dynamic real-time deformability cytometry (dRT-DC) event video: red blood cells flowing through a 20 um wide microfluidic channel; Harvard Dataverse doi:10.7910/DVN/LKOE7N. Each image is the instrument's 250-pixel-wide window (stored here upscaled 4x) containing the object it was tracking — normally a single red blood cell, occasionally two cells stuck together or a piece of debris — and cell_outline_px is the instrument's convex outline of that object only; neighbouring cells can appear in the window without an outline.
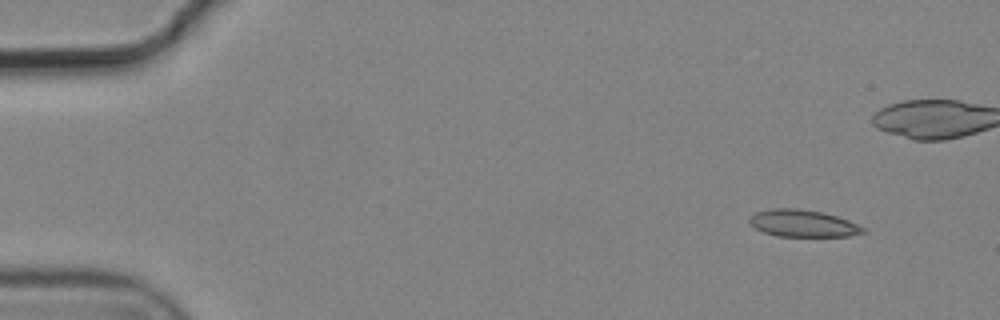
{"species": "common noctule bat (a hibernating species)", "species_latin": "Nyctalus noctula", "temperature_condition": "cold", "stored_images_in_passage": 6, "camera_frame_rate_fps": 3000, "um_per_image_px": 0.085, "animal": {"sex": "male", "body_mass_g": 19.2, "forearm_length_mm": 51.8}, "frame": {"image": 1, "passage_image": 1, "time_ms": 0.0, "image_size_px": [1000, 320], "cell_outline_px": [[864, 232], [848, 236], [776, 236], [764, 232], [756, 228], [748, 220], [756, 212], [772, 208], [796, 208], [824, 212], [848, 220], [864, 228]], "centroid_in_image_um": [68.23, 18.98], "position_along_channel_um": 16.8, "area_um2": 17.69}}